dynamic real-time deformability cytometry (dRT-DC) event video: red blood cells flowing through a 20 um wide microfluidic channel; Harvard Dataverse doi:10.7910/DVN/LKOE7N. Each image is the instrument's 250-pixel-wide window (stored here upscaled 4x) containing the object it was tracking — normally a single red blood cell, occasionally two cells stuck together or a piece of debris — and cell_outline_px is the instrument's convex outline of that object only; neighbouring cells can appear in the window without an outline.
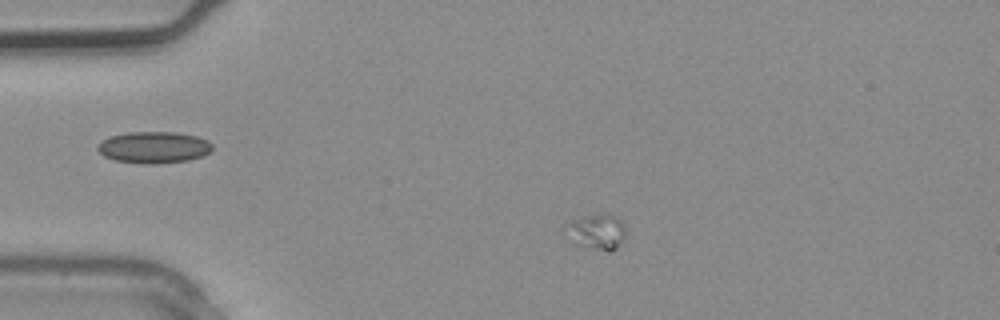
{"species": "common noctule bat (a hibernating species)", "species_latin": "Nyctalus noctula", "temperature_condition": "warm", "stored_images_in_passage": 3, "segment_of_instrument_passage": [1, 2], "camera_frame_rate_fps": 3000, "um_per_image_px": 0.085, "animal": {"sex": "male", "body_mass_g": 20.4}, "frame": {"image": 1, "passage_image": 1, "time_ms": 0.0, "image_size_px": [1000, 320], "cell_outline_px": [[624, 240], [616, 248], [608, 252], [584, 244], [564, 224], [584, 216], [600, 212], [608, 212], [616, 216], [624, 224]], "centroid_in_image_um": [50.9, 19.6], "position_along_channel_um": 34.1, "area_um2": 11.5}}